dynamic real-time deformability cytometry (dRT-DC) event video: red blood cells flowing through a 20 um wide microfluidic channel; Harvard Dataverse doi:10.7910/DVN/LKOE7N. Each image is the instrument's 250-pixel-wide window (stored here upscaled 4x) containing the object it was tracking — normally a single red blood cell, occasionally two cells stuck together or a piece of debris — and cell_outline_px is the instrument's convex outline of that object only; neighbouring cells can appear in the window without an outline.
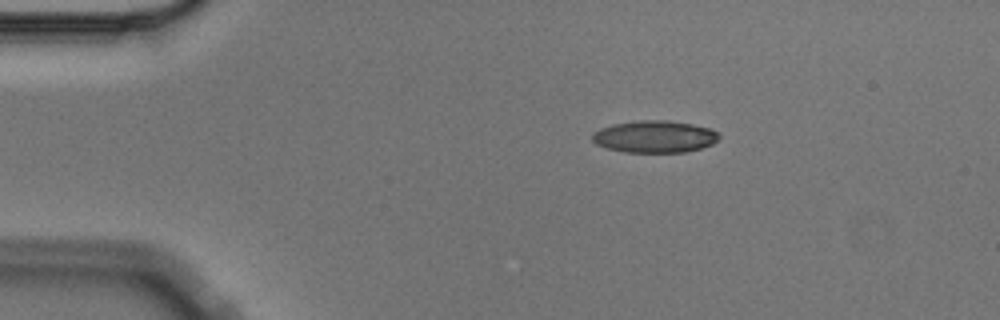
{"species": "Egyptian fruit bat (a non-hibernating species)", "species_latin": "Rousettus aegyptiacus", "temperature_condition": "cold", "stored_images_in_passage": 3, "camera_frame_rate_fps": 3000, "um_per_image_px": 0.085, "animal": {"sex": "male"}, "frame": {"image": 1, "passage_image": 2, "time_ms": 0.333, "image_size_px": [1000, 320], "cell_outline_px": [[720, 136], [712, 144], [700, 148], [684, 152], [624, 152], [608, 148], [596, 144], [592, 140], [592, 132], [600, 128], [612, 124], [640, 120], [668, 120], [692, 124], [712, 128]], "centroid_in_image_um": [55.62, 11.6], "position_along_channel_um": 29.4, "area_um2": 23.7}}